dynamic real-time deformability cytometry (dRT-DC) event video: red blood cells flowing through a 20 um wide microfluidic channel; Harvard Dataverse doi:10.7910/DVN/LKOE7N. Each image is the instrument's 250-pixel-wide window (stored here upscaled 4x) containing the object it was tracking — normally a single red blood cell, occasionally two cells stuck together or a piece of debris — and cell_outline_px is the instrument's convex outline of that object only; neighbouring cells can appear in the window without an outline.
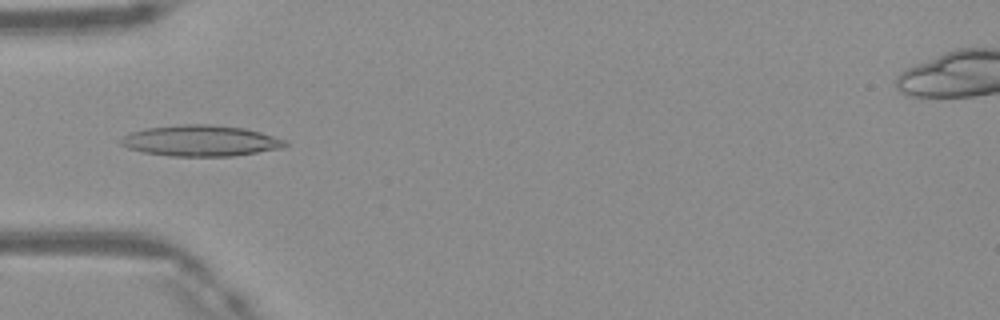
{"species": "Egyptian fruit bat (a non-hibernating species)", "species_latin": "Rousettus aegyptiacus", "temperature_condition": "warm", "stored_images_in_passage": 48, "camera_frame_rate_fps": 3000, "um_per_image_px": 0.085, "frame": {"image": 1, "passage_image": 15, "time_ms": 4.667, "image_size_px": [1000, 320], "cell_outline_px": [[288, 144], [284, 148], [232, 156], [168, 156], [144, 152], [128, 148], [120, 144], [120, 140], [124, 136], [132, 132], [144, 128], [180, 124], [208, 124], [244, 128], [260, 132], [288, 140]], "centroid_in_image_um": [17.08, 11.96], "position_along_channel_um": 67.9, "area_um2": 29.77}}
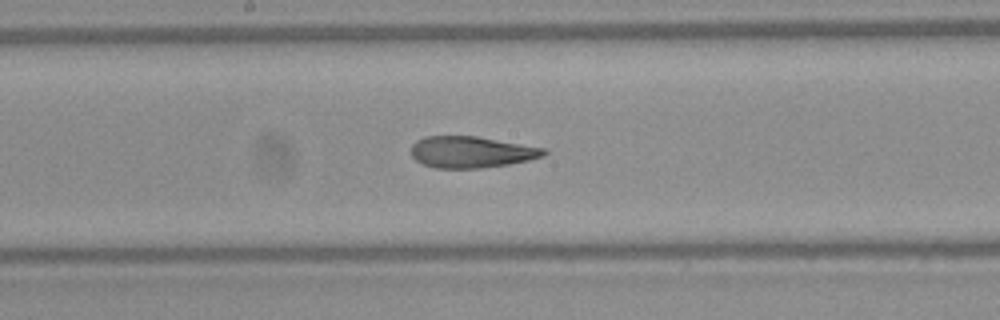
{"frame": {"image": 2, "passage_image": 25, "time_ms": 8.0, "image_size_px": [1000, 320], "cell_outline_px": [[548, 152], [544, 156], [528, 160], [508, 164], [480, 168], [436, 168], [424, 164], [416, 160], [412, 156], [412, 144], [416, 140], [424, 136], [476, 136], [544, 148]], "centroid_in_image_um": [40.05, 12.92], "position_along_channel_um": 208.2, "area_um2": 24.16}}
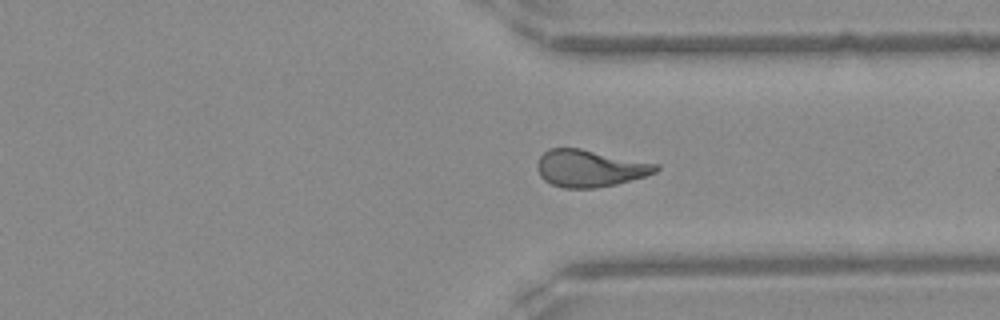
{"frame": {"image": 3, "passage_image": 36, "time_ms": 11.667, "image_size_px": [1000, 320], "cell_outline_px": [[660, 168], [656, 172], [644, 176], [616, 184], [596, 188], [564, 188], [552, 184], [544, 180], [540, 176], [536, 168], [536, 164], [540, 156], [548, 148], [580, 148], [660, 164]], "centroid_in_image_um": [50.12, 14.3], "position_along_channel_um": 361.3, "area_um2": 25.72}, "authors_computed_cell_mechanics": {"area_um2": 25.9522, "velocity_mm_per_s": 4.1778, "shape_relaxation_time_tau1_ms": 9.557, "shape_relaxation_time_tau2_ms": 1.8577, "deformation_change_tau1": 0.2757, "deformation_change_tau2": 0.0981}}